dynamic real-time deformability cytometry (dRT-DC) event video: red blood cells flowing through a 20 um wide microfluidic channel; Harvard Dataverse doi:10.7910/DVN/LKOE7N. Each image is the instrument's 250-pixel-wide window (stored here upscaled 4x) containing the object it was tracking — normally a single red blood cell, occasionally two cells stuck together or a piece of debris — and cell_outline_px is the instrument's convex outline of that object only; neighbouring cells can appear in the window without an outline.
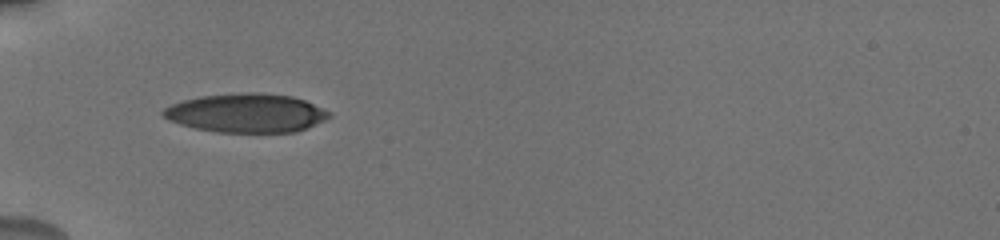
{"species": "human", "species_latin": "Homo sapiens", "temperature_condition": "cold", "stored_images_in_passage": 42, "camera_frame_rate_fps": 3000, "um_per_image_px": 0.085, "donor": {"sex": "male"}, "frame": {"image": 1, "passage_image": 1, "time_ms": 0.0, "image_size_px": [1000, 240], "cell_outline_px": [[332, 116], [308, 128], [296, 132], [216, 132], [196, 128], [180, 124], [168, 120], [160, 112], [164, 108], [172, 104], [184, 100], [200, 96], [244, 92], [260, 92], [292, 96], [304, 100], [332, 112]], "centroid_in_image_um": [20.96, 9.6], "position_along_channel_um": 64.0, "area_um2": 37.69}}
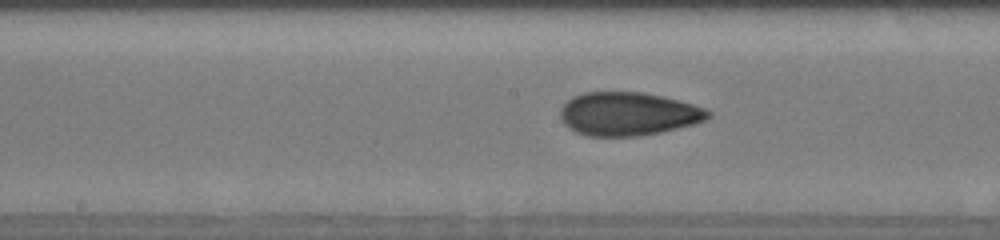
{"frame": {"image": 2, "passage_image": 15, "time_ms": 3.667, "image_size_px": [1000, 240], "cell_outline_px": [[712, 116], [696, 124], [660, 132], [640, 136], [588, 136], [576, 132], [568, 128], [560, 120], [560, 108], [572, 96], [584, 92], [644, 92], [664, 96], [680, 100], [708, 108], [712, 112]], "centroid_in_image_um": [53.42, 9.67], "position_along_channel_um": 194.8, "area_um2": 37.92}}
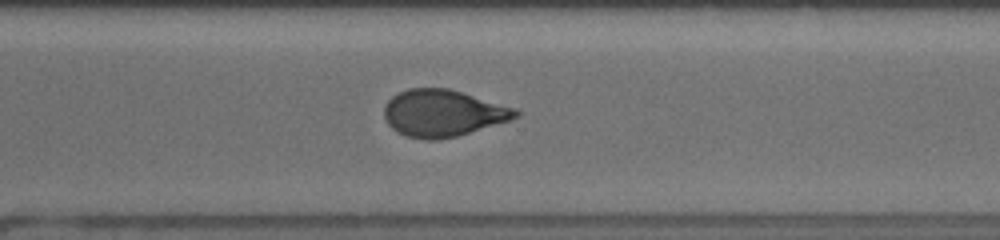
{"frame": {"image": 3, "passage_image": 28, "time_ms": 7.333, "image_size_px": [1000, 240], "cell_outline_px": [[520, 116], [512, 120], [456, 136], [432, 140], [428, 140], [408, 136], [392, 128], [388, 124], [384, 116], [384, 108], [388, 100], [392, 96], [408, 88], [448, 88], [520, 108]], "centroid_in_image_um": [37.72, 9.6], "position_along_channel_um": 332.9, "area_um2": 36.01}, "authors_computed_cell_mechanics": {"area_um2": 36.8764, "velocity_mm_per_s": 3.782, "shape_relaxation_time_tau1_ms": 8.0943, "shape_relaxation_time_tau2_ms": 1.8048, "deformation_change_tau1": 0.2036, "deformation_change_tau2": 0.0766}}